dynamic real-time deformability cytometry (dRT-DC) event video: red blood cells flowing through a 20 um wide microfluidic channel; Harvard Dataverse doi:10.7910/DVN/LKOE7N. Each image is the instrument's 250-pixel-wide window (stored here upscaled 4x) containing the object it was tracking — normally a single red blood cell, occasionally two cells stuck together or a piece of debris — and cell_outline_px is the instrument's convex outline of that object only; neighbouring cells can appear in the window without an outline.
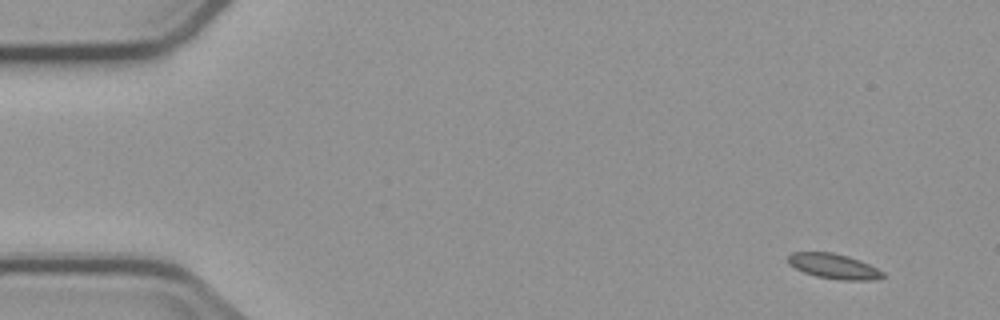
{"species": "common noctule bat (a hibernating species)", "species_latin": "Nyctalus noctula", "temperature_condition": "cold", "stored_images_in_passage": 4, "camera_frame_rate_fps": 3000, "um_per_image_px": 0.085, "animal": {"sex": "male", "body_mass_g": 23.1, "forearm_length_mm": 52.7}, "frame": {"image": 1, "passage_image": 1, "time_ms": 0.0, "image_size_px": [1000, 320], "cell_outline_px": [[884, 276], [880, 280], [836, 280], [816, 276], [804, 272], [788, 264], [788, 256], [792, 252], [832, 252], [848, 256], [860, 260], [884, 272]], "centroid_in_image_um": [70.89, 22.64], "position_along_channel_um": 14.1, "area_um2": 13.93}}
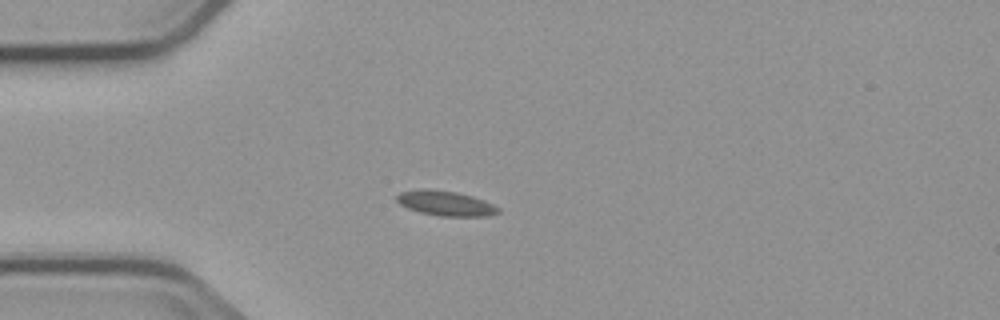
{"frame": {"image": 2, "passage_image": 4, "time_ms": 3.667, "image_size_px": [1000, 320], "cell_outline_px": [[500, 212], [488, 216], [440, 216], [420, 212], [408, 208], [400, 204], [396, 200], [396, 196], [400, 192], [420, 188], [424, 188], [456, 192], [472, 196], [484, 200], [500, 208]], "centroid_in_image_um": [37.87, 17.27], "position_along_channel_um": 47.1, "area_um2": 14.74}}